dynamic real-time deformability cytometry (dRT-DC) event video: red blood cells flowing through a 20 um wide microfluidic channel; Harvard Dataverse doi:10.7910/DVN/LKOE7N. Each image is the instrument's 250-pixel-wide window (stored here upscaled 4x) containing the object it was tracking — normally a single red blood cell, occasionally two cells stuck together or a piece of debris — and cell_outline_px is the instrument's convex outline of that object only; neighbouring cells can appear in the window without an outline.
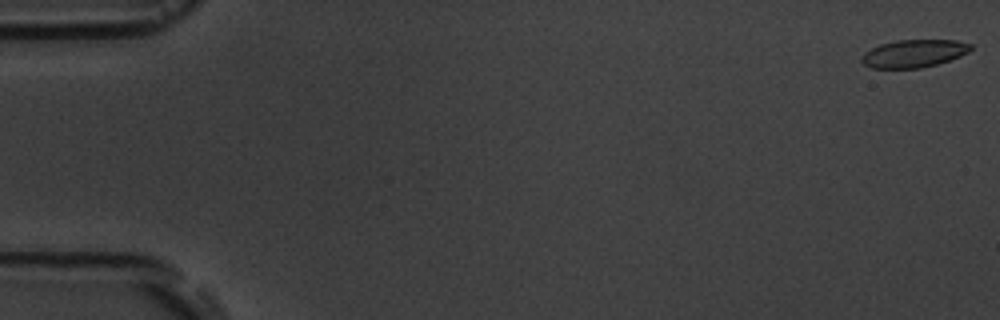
{"species": "common noctule bat (a hibernating species)", "species_latin": "Nyctalus noctula", "temperature_condition": "room temperature", "stored_images_in_passage": 8, "camera_frame_rate_fps": 3000, "um_per_image_px": 0.085, "animal": {"sex": "male", "body_mass_g": 19.5, "forearm_length_mm": 54.6}, "frame": {"image": 1, "passage_image": 1, "time_ms": 0.0, "image_size_px": [1000, 320], "cell_outline_px": [[972, 48], [968, 52], [960, 56], [936, 64], [920, 68], [872, 68], [864, 64], [860, 60], [860, 56], [864, 52], [880, 44], [896, 40], [956, 40], [972, 44]], "centroid_in_image_um": [77.65, 4.54], "position_along_channel_um": 7.3, "area_um2": 17.63}}
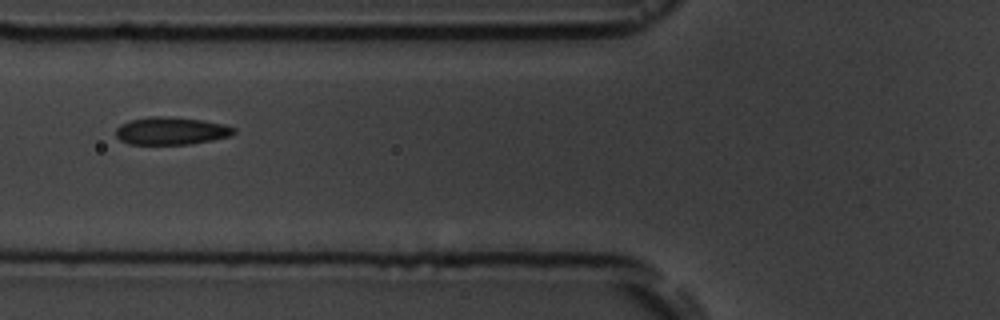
{"frame": {"image": 2, "passage_image": 7, "time_ms": 7.0, "image_size_px": [1000, 320], "cell_outline_px": [[236, 132], [232, 136], [212, 140], [188, 144], [128, 144], [120, 140], [116, 136], [116, 128], [120, 124], [128, 120], [148, 116], [168, 116], [200, 120], [224, 124], [236, 128]], "centroid_in_image_um": [14.53, 11.12], "position_along_channel_um": 111.3, "area_um2": 19.19}}
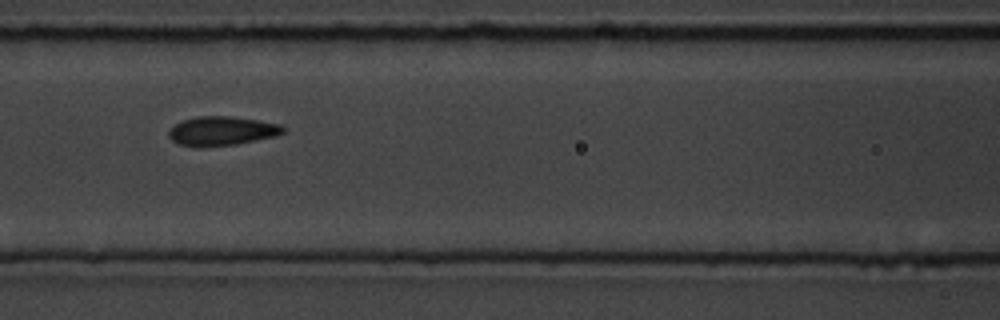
{"frame": {"image": 3, "passage_image": 8, "time_ms": 8.0, "image_size_px": [1000, 320], "cell_outline_px": [[284, 132], [276, 136], [236, 144], [200, 148], [192, 148], [176, 144], [168, 136], [168, 132], [176, 124], [184, 120], [200, 116], [228, 116], [256, 120], [280, 124], [284, 128]], "centroid_in_image_um": [18.81, 11.16], "position_along_channel_um": 147.8, "area_um2": 19.48}}